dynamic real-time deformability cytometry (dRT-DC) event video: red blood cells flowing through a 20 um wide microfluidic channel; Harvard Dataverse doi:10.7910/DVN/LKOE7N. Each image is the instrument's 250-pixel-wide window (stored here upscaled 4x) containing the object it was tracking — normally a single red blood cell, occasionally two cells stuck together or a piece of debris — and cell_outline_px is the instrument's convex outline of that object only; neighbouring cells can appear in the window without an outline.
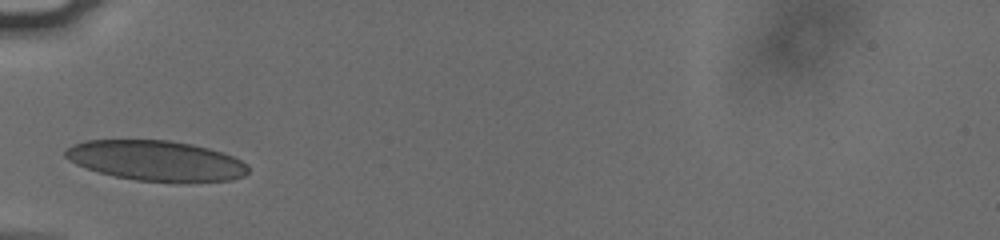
{"species": "human", "species_latin": "Homo sapiens", "temperature_condition": "cold", "stored_images_in_passage": 27, "camera_frame_rate_fps": 3000, "um_per_image_px": 0.085, "donor": {"sex": "male"}, "frame": {"image": 1, "passage_image": 1, "time_ms": 0.0, "image_size_px": [1000, 240], "cell_outline_px": [[248, 172], [244, 176], [232, 180], [188, 184], [136, 180], [116, 176], [100, 172], [76, 164], [68, 160], [64, 156], [64, 148], [72, 144], [88, 140], [168, 140], [192, 144], [208, 148], [232, 156], [248, 164]], "centroid_in_image_um": [13.3, 13.68], "position_along_channel_um": 71.7, "area_um2": 43.47}}
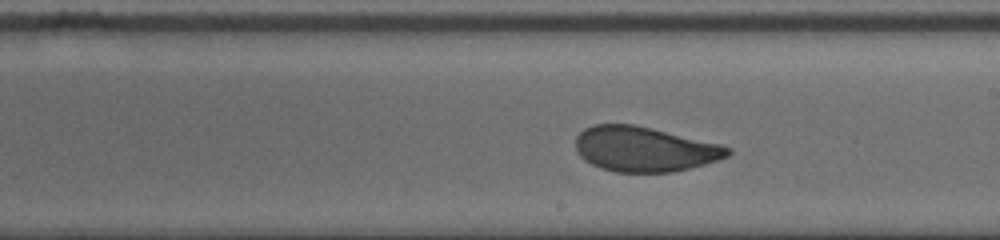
{"frame": {"image": 2, "passage_image": 14, "time_ms": 4.333, "image_size_px": [1000, 240], "cell_outline_px": [[732, 152], [728, 156], [704, 164], [672, 172], [616, 172], [600, 168], [584, 160], [576, 152], [576, 136], [584, 128], [592, 124], [632, 124], [652, 128], [720, 144], [732, 148]], "centroid_in_image_um": [54.75, 12.67], "position_along_channel_um": 234.3, "area_um2": 39.82}}
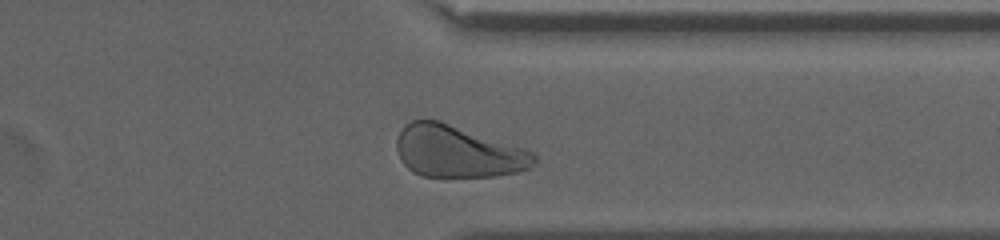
{"frame": {"image": 3, "passage_image": 25, "time_ms": 8.0, "image_size_px": [1000, 240], "cell_outline_px": [[536, 160], [528, 168], [516, 172], [496, 176], [420, 176], [412, 172], [404, 164], [396, 148], [396, 140], [404, 124], [412, 120], [440, 120], [536, 152]], "centroid_in_image_um": [38.9, 12.87], "position_along_channel_um": 372.5, "area_um2": 41.5}, "authors_computed_cell_mechanics": {"area_um2": 40.9224, "velocity_mm_per_s": 3.7818, "shape_relaxation_time_tau1_ms": 5.688, "shape_relaxation_time_tau2_ms": 0.7144, "deformation_change_tau1": 0.1536, "deformation_change_tau2": 0.0596}}